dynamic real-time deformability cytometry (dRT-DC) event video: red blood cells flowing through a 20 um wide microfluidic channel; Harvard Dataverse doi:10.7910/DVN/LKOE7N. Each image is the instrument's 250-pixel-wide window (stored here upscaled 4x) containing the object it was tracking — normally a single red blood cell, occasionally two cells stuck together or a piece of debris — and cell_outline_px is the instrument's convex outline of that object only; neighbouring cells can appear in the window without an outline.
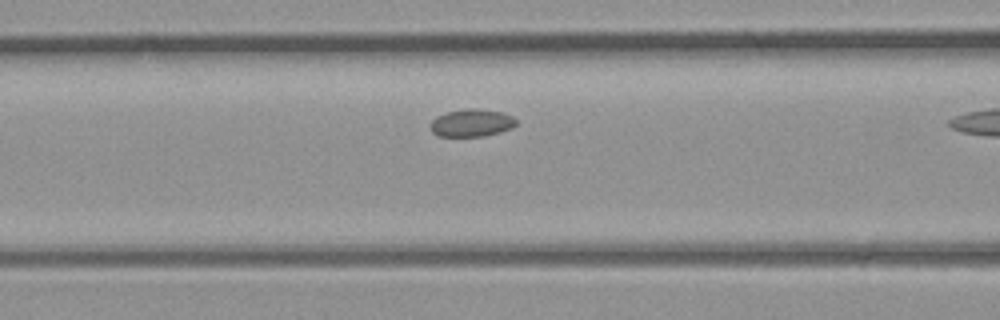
{"species": "common noctule bat (a hibernating species)", "species_latin": "Nyctalus noctula", "temperature_condition": "room temperature", "stored_images_in_passage": 6, "camera_frame_rate_fps": 3000, "um_per_image_px": 0.085, "animal": {"sex": "male", "body_mass_g": 23.1, "forearm_length_mm": 52.7}, "frame": {"image": 1, "passage_image": 6, "time_ms": 1.667, "image_size_px": [1000, 320], "cell_outline_px": [[516, 124], [512, 128], [500, 132], [484, 136], [436, 136], [432, 132], [432, 120], [436, 116], [448, 112], [468, 108], [476, 108], [500, 112], [512, 116], [516, 120]], "centroid_in_image_um": [40.09, 10.45], "position_along_channel_um": 126.5, "area_um2": 13.64}}